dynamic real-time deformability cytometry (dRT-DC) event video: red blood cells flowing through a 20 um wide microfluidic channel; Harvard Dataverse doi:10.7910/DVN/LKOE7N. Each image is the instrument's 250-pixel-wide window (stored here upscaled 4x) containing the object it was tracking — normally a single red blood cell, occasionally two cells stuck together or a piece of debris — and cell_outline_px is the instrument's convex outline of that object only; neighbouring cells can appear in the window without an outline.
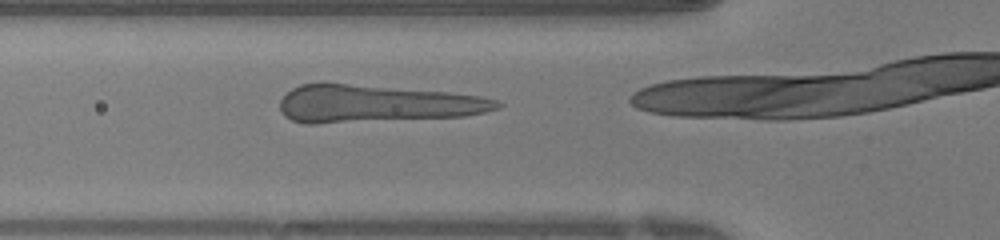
{"species": "human", "species_latin": "Homo sapiens", "temperature_condition": "warm", "stored_images_in_passage": 15, "camera_frame_rate_fps": 3000, "um_per_image_px": 0.085, "donor": {"sex": "female"}, "frame": {"image": 1, "passage_image": 3, "time_ms": 0.667, "image_size_px": [1000, 240], "cell_outline_px": [[472, 112], [448, 116], [332, 120], [296, 120], [288, 116], [284, 112], [284, 100], [296, 88], [308, 84], [336, 84], [464, 96]], "centroid_in_image_um": [31.31, 8.79], "position_along_channel_um": 94.5, "area_um2": 38.15}}